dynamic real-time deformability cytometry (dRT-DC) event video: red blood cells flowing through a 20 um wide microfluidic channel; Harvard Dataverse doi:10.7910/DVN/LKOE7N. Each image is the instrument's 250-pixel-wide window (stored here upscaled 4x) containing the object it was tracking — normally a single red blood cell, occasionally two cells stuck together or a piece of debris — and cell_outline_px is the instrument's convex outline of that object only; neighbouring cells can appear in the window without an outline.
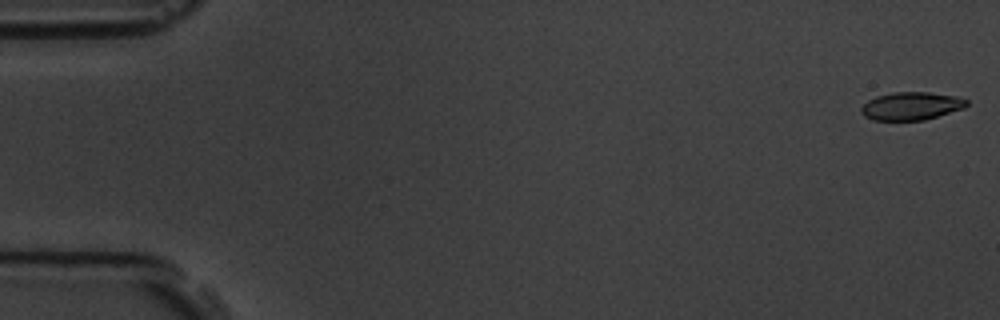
{"species": "common noctule bat (a hibernating species)", "species_latin": "Nyctalus noctula", "temperature_condition": "room temperature", "stored_images_in_passage": 6, "camera_frame_rate_fps": 3000, "um_per_image_px": 0.085, "animal": {"sex": "male", "body_mass_g": 19.5, "forearm_length_mm": 54.6}, "frame": {"image": 1, "passage_image": 1, "time_ms": 0.0, "image_size_px": [1000, 320], "cell_outline_px": [[968, 104], [964, 108], [924, 120], [872, 120], [864, 116], [860, 112], [860, 108], [868, 100], [876, 96], [892, 92], [928, 92], [956, 96], [968, 100]], "centroid_in_image_um": [77.44, 9.01], "position_along_channel_um": 7.6, "area_um2": 17.22}}
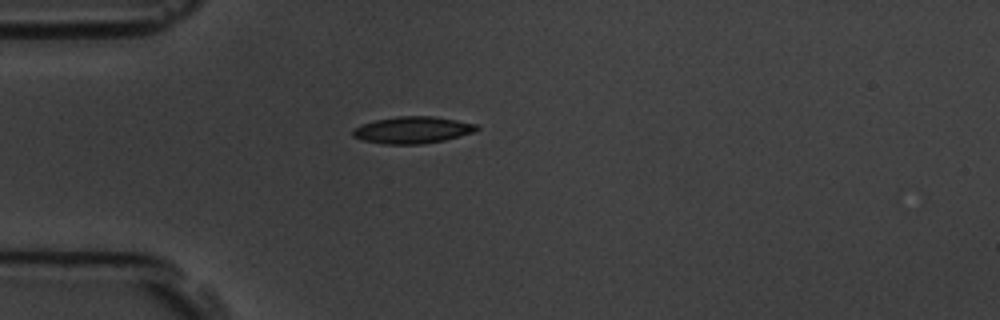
{"frame": {"image": 2, "passage_image": 5, "time_ms": 4.667, "image_size_px": [1000, 320], "cell_outline_px": [[480, 128], [476, 132], [444, 140], [424, 144], [384, 144], [364, 140], [352, 136], [352, 128], [376, 120], [400, 116], [432, 116], [456, 120], [476, 124]], "centroid_in_image_um": [35.09, 11.05], "position_along_channel_um": 49.9, "area_um2": 19.31}}